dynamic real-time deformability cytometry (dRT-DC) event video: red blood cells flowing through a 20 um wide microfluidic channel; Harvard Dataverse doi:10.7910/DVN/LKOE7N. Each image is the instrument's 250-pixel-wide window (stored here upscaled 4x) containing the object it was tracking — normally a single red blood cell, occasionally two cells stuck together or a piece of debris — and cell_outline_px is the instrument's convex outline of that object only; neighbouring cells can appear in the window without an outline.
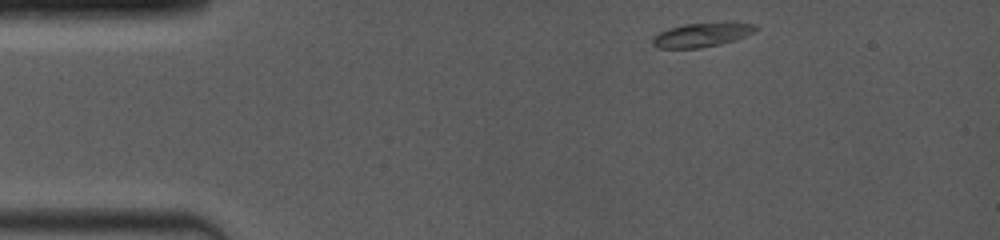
{"species": "common noctule bat (a hibernating species)", "species_latin": "Nyctalus noctula", "temperature_condition": "room temperature", "stored_images_in_passage": 47, "camera_frame_rate_fps": 4000, "um_per_image_px": 0.085, "animal": {"sex": "female", "body_mass_g": 19.0, "forearm_length_mm": 53.3}, "frame": {"image": 1, "passage_image": 1, "time_ms": 0.0, "image_size_px": [1000, 240], "cell_outline_px": [[760, 28], [756, 32], [736, 40], [720, 44], [700, 48], [656, 48], [652, 44], [652, 36], [668, 28], [684, 24], [728, 20], [756, 24]], "centroid_in_image_um": [59.74, 2.92], "position_along_channel_um": 25.3, "area_um2": 15.26}}
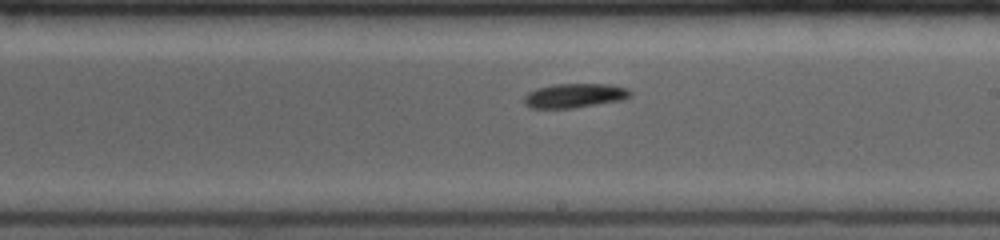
{"frame": {"image": 2, "passage_image": 29, "time_ms": 7.0, "image_size_px": [1000, 240], "cell_outline_px": [[632, 96], [624, 100], [572, 108], [528, 108], [524, 104], [524, 96], [528, 92], [536, 88], [556, 84], [608, 84], [624, 88], [632, 92]], "centroid_in_image_um": [48.82, 8.13], "position_along_channel_um": 240.2, "area_um2": 15.09}}
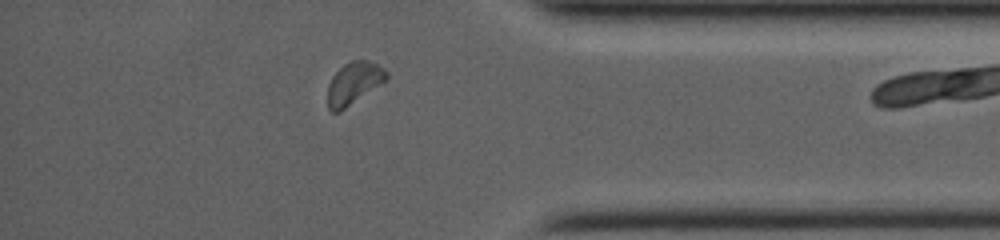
{"frame": {"image": 3, "passage_image": 46, "time_ms": 11.25, "image_size_px": [1000, 240], "cell_outline_px": [[388, 76], [384, 80], [340, 112], [332, 112], [328, 108], [328, 84], [332, 76], [344, 64], [352, 60], [368, 60], [384, 68], [388, 72]], "centroid_in_image_um": [30.04, 7.06], "position_along_channel_um": 405.2, "area_um2": 14.1}}